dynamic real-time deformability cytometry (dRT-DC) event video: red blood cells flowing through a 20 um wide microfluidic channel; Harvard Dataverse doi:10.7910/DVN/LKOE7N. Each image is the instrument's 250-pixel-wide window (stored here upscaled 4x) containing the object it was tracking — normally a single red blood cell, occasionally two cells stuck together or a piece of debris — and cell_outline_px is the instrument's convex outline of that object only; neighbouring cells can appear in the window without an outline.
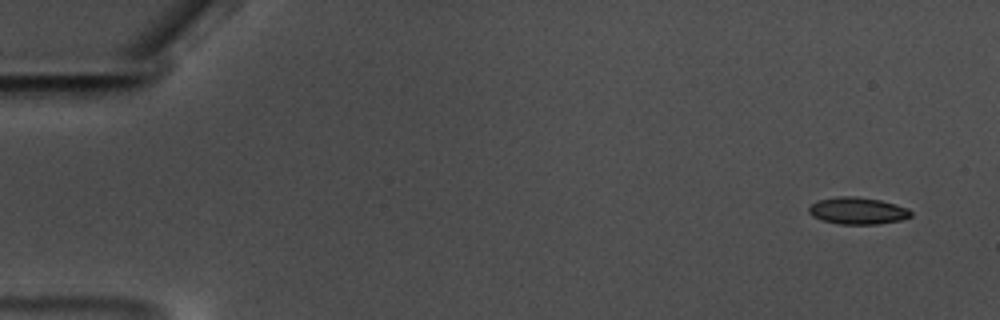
{"species": "common noctule bat (a hibernating species)", "species_latin": "Nyctalus noctula", "temperature_condition": "warm", "stored_images_in_passage": 60, "camera_frame_rate_fps": 3000, "um_per_image_px": 0.085, "animal": {"sex": "male", "body_mass_g": 17.5, "forearm_length_mm": 52.3}, "frame": {"image": 1, "passage_image": 4, "time_ms": 1.0, "image_size_px": [1000, 320], "cell_outline_px": [[912, 216], [900, 220], [880, 224], [840, 224], [820, 220], [812, 216], [808, 212], [808, 208], [812, 204], [820, 200], [840, 196], [856, 196], [880, 200], [896, 204], [908, 208], [912, 212]], "centroid_in_image_um": [72.91, 17.92], "position_along_channel_um": 12.1, "area_um2": 16.07}}
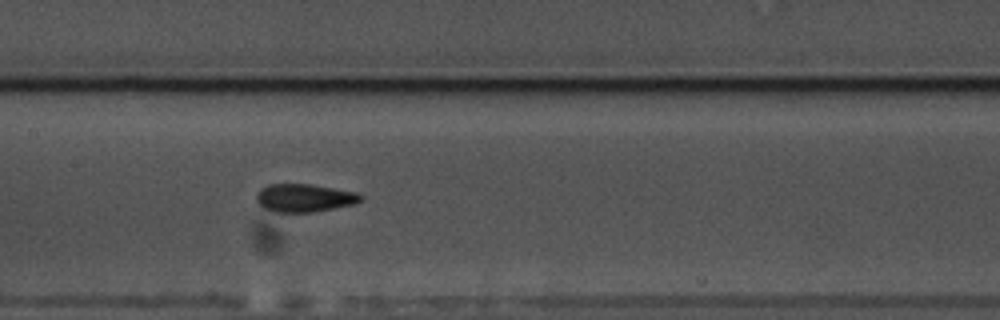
{"frame": {"image": 2, "passage_image": 30, "time_ms": 9.667, "image_size_px": [1000, 320], "cell_outline_px": [[364, 196], [356, 204], [312, 212], [276, 212], [264, 208], [256, 200], [256, 196], [260, 188], [268, 184], [308, 184], [356, 192]], "centroid_in_image_um": [25.86, 16.82], "position_along_channel_um": 181.5, "area_um2": 16.94}}
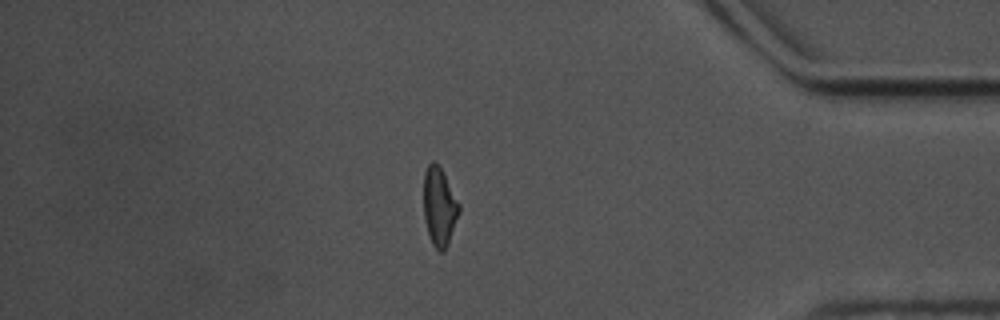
{"frame": {"image": 3, "passage_image": 51, "time_ms": 16.667, "image_size_px": [1000, 320], "cell_outline_px": [[460, 212], [448, 244], [444, 252], [440, 252], [432, 244], [428, 232], [424, 216], [424, 172], [428, 164], [432, 160], [440, 168], [460, 204]], "centroid_in_image_um": [37.35, 17.59], "position_along_channel_um": 397.9, "area_um2": 16.01}, "authors_computed_cell_mechanics": {"area_um2": 16.2418, "velocity_mm_per_s": 3.5245, "shape_relaxation_time_tau1_ms": 8.0642, "shape_relaxation_time_tau2_ms": 2.203, "deformation_change_tau1": 0.1826, "deformation_change_tau2": 0.0945}}